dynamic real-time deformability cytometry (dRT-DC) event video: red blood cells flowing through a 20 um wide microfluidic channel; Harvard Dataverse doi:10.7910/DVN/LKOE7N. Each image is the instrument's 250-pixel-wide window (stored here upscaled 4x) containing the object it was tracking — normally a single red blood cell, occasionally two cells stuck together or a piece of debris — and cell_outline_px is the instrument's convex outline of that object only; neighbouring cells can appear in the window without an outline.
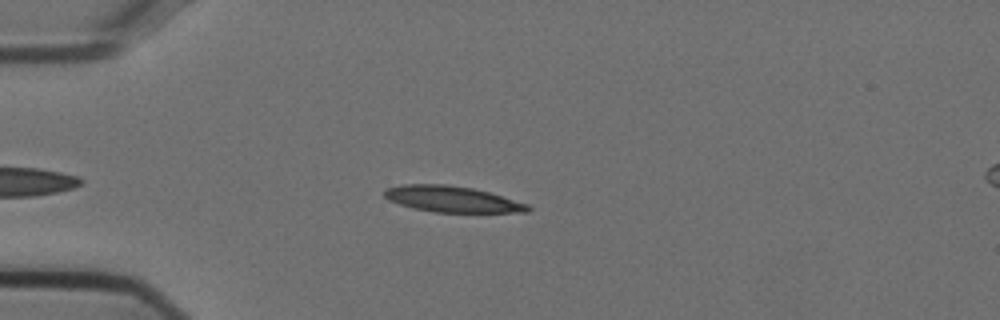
{"species": "Egyptian fruit bat (a non-hibernating species)", "species_latin": "Rousettus aegyptiacus", "temperature_condition": "cold", "stored_images_in_passage": 50, "camera_frame_rate_fps": 3000, "um_per_image_px": 0.085, "animal": {"sex": "female"}, "frame": {"image": 1, "passage_image": 10, "time_ms": 3.0, "image_size_px": [1000, 320], "cell_outline_px": [[532, 208], [528, 212], [436, 212], [412, 208], [388, 200], [384, 196], [384, 188], [404, 184], [444, 184], [472, 188], [488, 192], [528, 204]], "centroid_in_image_um": [38.39, 16.92], "position_along_channel_um": 46.6, "area_um2": 21.68}}
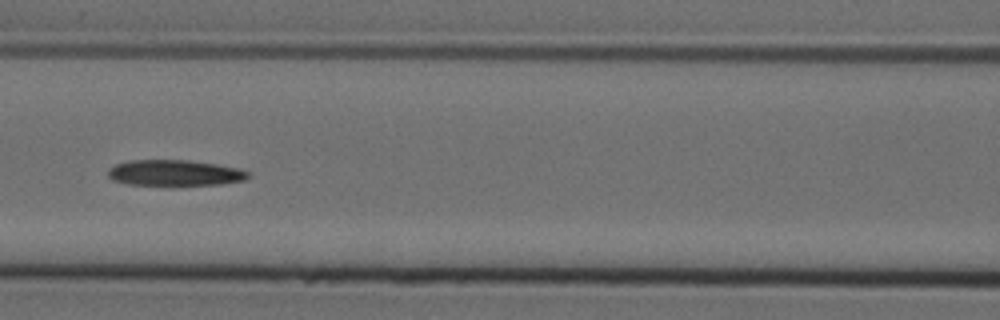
{"frame": {"image": 2, "passage_image": 20, "time_ms": 6.333, "image_size_px": [1000, 320], "cell_outline_px": [[252, 172], [244, 180], [220, 184], [128, 184], [112, 180], [108, 176], [108, 168], [116, 164], [132, 160], [188, 160], [216, 164], [240, 168]], "centroid_in_image_um": [14.86, 14.68], "position_along_channel_um": 151.7, "area_um2": 20.87}}
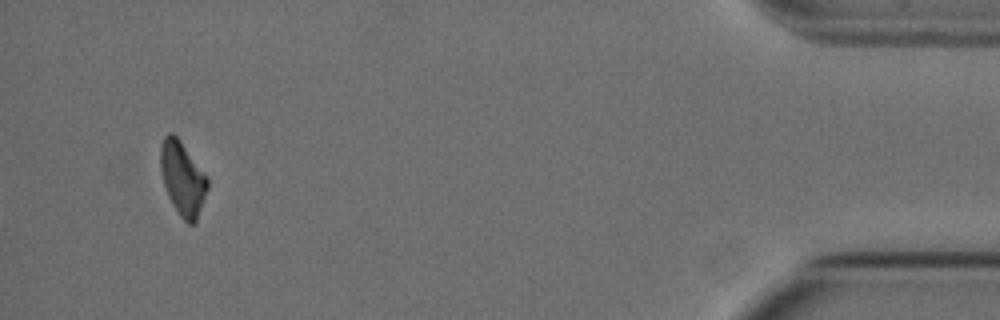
{"frame": {"image": 3, "passage_image": 47, "time_ms": 15.333, "image_size_px": [1000, 320], "cell_outline_px": [[208, 188], [196, 224], [188, 224], [180, 216], [172, 204], [168, 196], [160, 172], [160, 148], [164, 136], [168, 132], [172, 132], [180, 140], [208, 176]], "centroid_in_image_um": [15.53, 15.17], "position_along_channel_um": 419.7, "area_um2": 20.46}}